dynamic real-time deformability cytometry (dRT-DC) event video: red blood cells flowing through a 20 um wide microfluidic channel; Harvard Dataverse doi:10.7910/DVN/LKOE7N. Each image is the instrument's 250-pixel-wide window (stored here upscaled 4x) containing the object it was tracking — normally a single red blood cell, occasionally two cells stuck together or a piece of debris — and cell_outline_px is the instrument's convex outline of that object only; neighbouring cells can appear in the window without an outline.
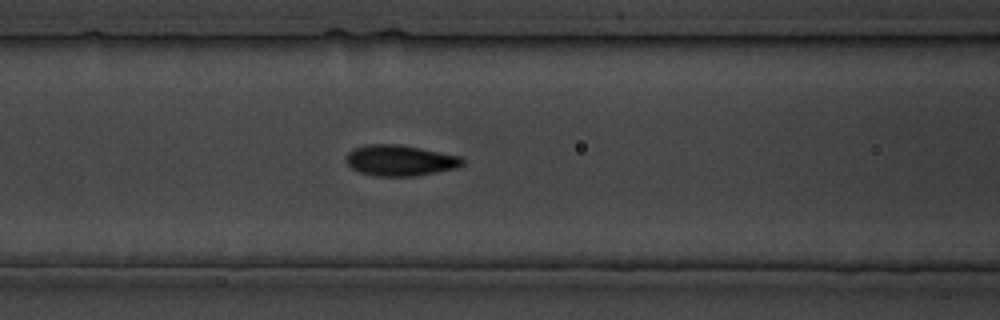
{"species": "common noctule bat (a hibernating species)", "species_latin": "Nyctalus noctula", "temperature_condition": "cold", "stored_images_in_passage": 21, "camera_frame_rate_fps": 3000, "um_per_image_px": 0.085, "animal": {"sex": "male", "body_mass_g": 19.5, "forearm_length_mm": 54.6}, "frame": {"image": 1, "passage_image": 4, "time_ms": 3.667, "image_size_px": [1000, 320], "cell_outline_px": [[464, 164], [456, 168], [416, 176], [376, 176], [360, 172], [352, 168], [344, 160], [348, 152], [352, 148], [368, 144], [400, 144], [460, 156], [464, 160]], "centroid_in_image_um": [33.98, 13.63], "position_along_channel_um": 132.6, "area_um2": 20.98}}
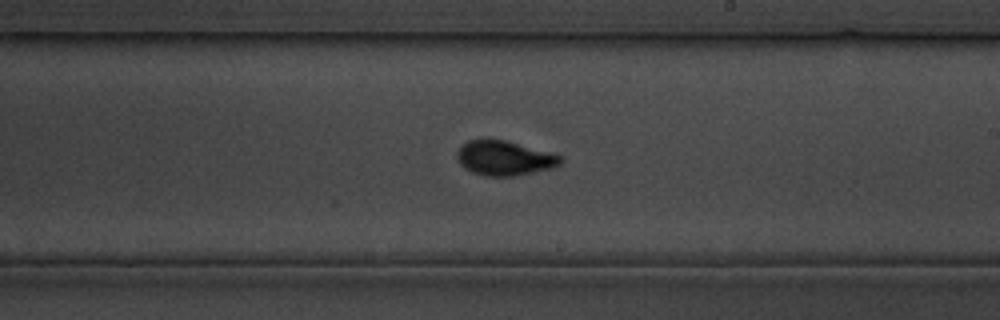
{"frame": {"image": 2, "passage_image": 10, "time_ms": 11.333, "image_size_px": [1000, 320], "cell_outline_px": [[560, 164], [552, 168], [512, 176], [484, 176], [472, 172], [464, 168], [460, 164], [456, 156], [456, 152], [468, 140], [504, 140], [560, 156]], "centroid_in_image_um": [42.8, 13.46], "position_along_channel_um": 246.2, "area_um2": 20.29}}
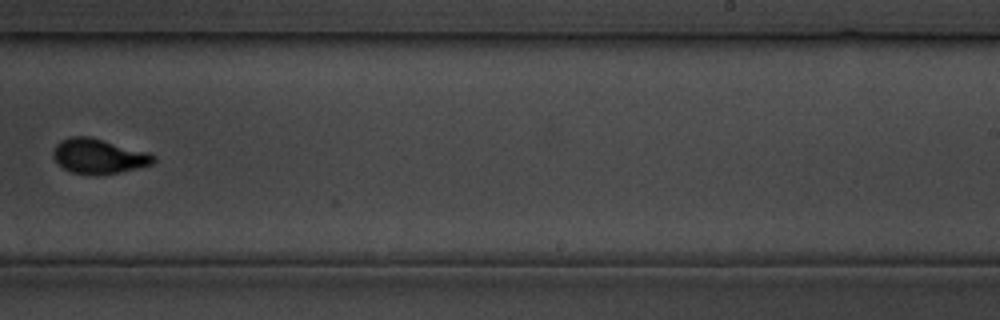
{"frame": {"image": 3, "passage_image": 12, "time_ms": 13.667, "image_size_px": [1000, 320], "cell_outline_px": [[156, 160], [152, 164], [120, 172], [96, 176], [72, 172], [64, 168], [52, 156], [52, 152], [56, 144], [60, 140], [68, 136], [88, 136], [104, 140], [148, 152], [156, 156]], "centroid_in_image_um": [8.38, 13.27], "position_along_channel_um": 280.6, "area_um2": 20.46}}